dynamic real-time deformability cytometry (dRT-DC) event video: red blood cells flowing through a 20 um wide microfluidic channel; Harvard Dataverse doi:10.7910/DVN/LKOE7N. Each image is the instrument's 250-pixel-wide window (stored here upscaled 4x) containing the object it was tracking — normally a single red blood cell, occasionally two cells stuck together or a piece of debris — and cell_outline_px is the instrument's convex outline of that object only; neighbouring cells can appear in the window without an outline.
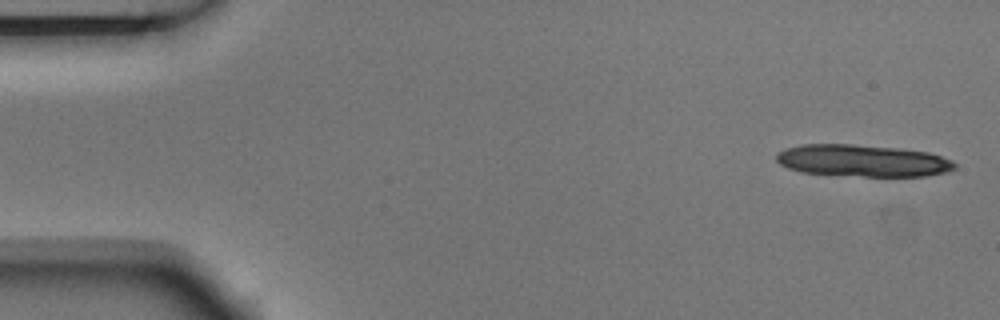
{"species": "Egyptian fruit bat (a non-hibernating species)", "species_latin": "Rousettus aegyptiacus", "temperature_condition": "room temperature", "stored_images_in_passage": 5, "segment_of_instrument_passage": [1, 2], "camera_frame_rate_fps": 3000, "um_per_image_px": 0.085, "animal": {"sex": "male"}, "frame": {"image": 1, "passage_image": 1, "time_ms": 0.0, "image_size_px": [1000, 320], "cell_outline_px": [[956, 168], [948, 172], [924, 176], [864, 176], [800, 172], [788, 168], [780, 164], [776, 160], [776, 152], [788, 148], [804, 144], [852, 144], [896, 148], [928, 152], [952, 160], [956, 164]], "centroid_in_image_um": [73.32, 13.66], "position_along_channel_um": 11.7, "area_um2": 33.12}}